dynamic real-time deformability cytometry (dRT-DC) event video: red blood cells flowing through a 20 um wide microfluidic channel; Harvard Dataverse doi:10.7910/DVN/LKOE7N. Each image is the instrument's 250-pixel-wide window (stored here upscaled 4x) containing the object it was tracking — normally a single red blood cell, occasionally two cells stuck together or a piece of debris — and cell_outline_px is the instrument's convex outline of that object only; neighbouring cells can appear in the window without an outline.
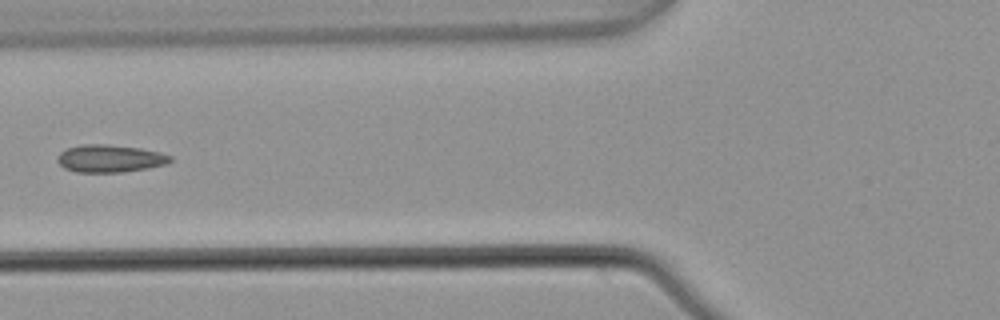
{"species": "common noctule bat (a hibernating species)", "species_latin": "Nyctalus noctula", "temperature_condition": "warm", "stored_images_in_passage": 5, "camera_frame_rate_fps": 3000, "um_per_image_px": 0.085, "animal": {"sex": "male", "body_mass_g": 21.5, "forearm_length_mm": 52.0}, "frame": {"image": 1, "passage_image": 5, "time_ms": 1.333, "image_size_px": [1000, 320], "cell_outline_px": [[172, 160], [164, 164], [148, 168], [124, 172], [76, 172], [64, 168], [56, 160], [60, 152], [68, 148], [80, 144], [108, 144], [140, 148], [160, 152], [172, 156]], "centroid_in_image_um": [9.33, 13.47], "position_along_channel_um": 116.5, "area_um2": 18.15}}